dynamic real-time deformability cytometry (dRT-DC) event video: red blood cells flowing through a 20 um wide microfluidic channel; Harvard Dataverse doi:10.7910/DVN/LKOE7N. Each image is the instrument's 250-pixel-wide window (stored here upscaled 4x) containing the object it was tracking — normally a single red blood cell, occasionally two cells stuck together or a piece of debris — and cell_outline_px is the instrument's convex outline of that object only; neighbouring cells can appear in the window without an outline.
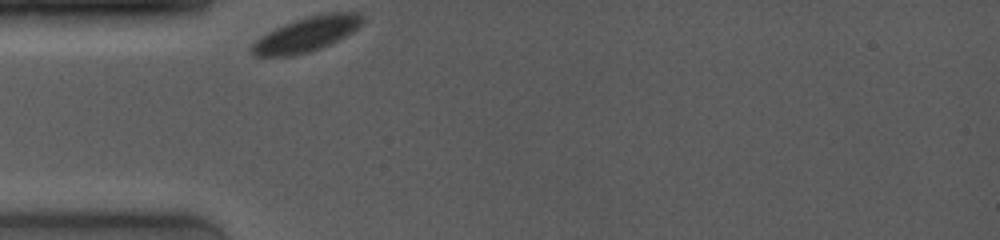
{"species": "common noctule bat (a hibernating species)", "species_latin": "Nyctalus noctula", "temperature_condition": "room temperature", "stored_images_in_passage": 30, "camera_frame_rate_fps": 4000, "um_per_image_px": 0.085, "animal": {"sex": "female", "body_mass_g": 19.0, "forearm_length_mm": 53.3}, "frame": {"image": 1, "passage_image": 1, "time_ms": 0.0, "image_size_px": [1000, 240], "cell_outline_px": [[364, 20], [352, 32], [320, 48], [308, 52], [292, 56], [256, 56], [248, 48], [260, 36], [284, 24], [304, 16], [328, 12], [360, 12], [364, 16]], "centroid_in_image_um": [26.04, 2.89], "position_along_channel_um": 59.0, "area_um2": 22.31}}
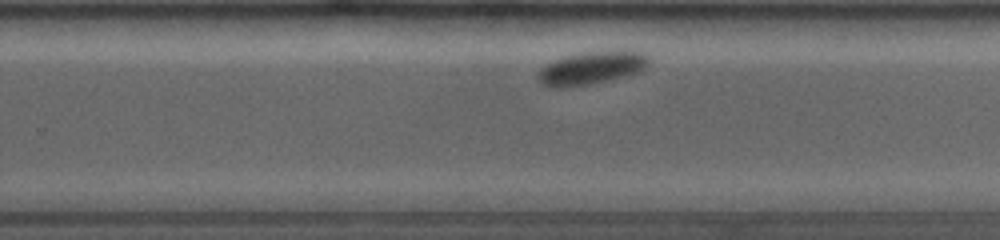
{"frame": {"image": 2, "passage_image": 20, "time_ms": 6.5, "image_size_px": [1000, 240], "cell_outline_px": [[652, 60], [640, 72], [592, 84], [564, 88], [552, 88], [536, 80], [536, 72], [544, 64], [552, 60], [564, 56], [580, 52], [628, 48], [648, 52]], "centroid_in_image_um": [50.32, 5.73], "position_along_channel_um": 279.5, "area_um2": 22.54}}
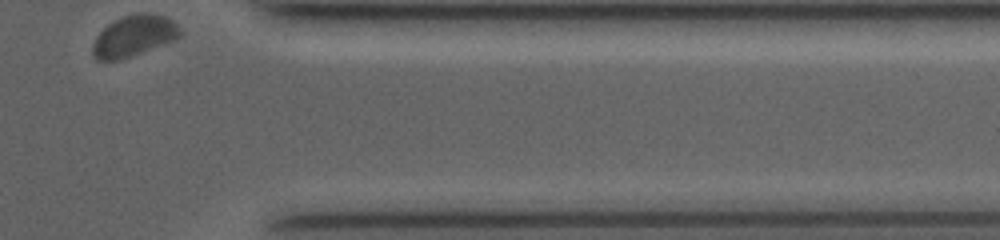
{"frame": {"image": 3, "passage_image": 30, "time_ms": 10.0, "image_size_px": [1000, 240], "cell_outline_px": [[180, 36], [176, 40], [132, 56], [116, 60], [96, 60], [92, 56], [92, 44], [96, 36], [108, 24], [124, 16], [140, 12], [148, 12], [164, 16], [172, 20], [180, 28]], "centroid_in_image_um": [11.38, 3.06], "position_along_channel_um": 400.0, "area_um2": 20.98}}